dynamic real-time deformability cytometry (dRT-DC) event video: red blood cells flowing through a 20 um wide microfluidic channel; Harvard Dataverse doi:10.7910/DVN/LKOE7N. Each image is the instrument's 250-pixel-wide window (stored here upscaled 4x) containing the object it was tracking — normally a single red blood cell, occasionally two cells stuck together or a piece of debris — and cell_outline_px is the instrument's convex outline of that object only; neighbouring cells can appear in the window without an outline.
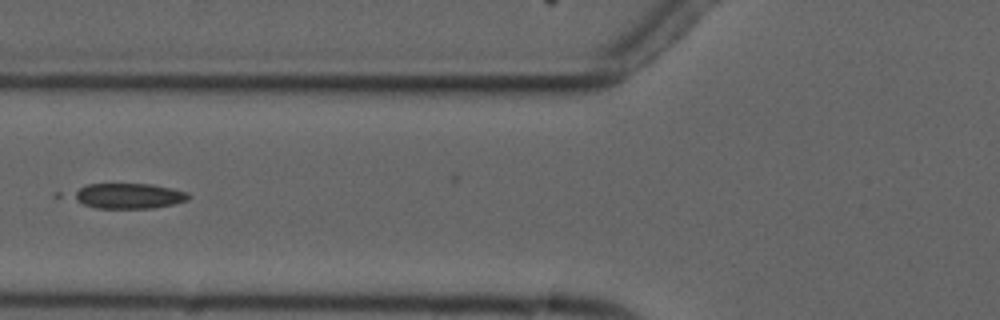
{"species": "common noctule bat (a hibernating species)", "species_latin": "Nyctalus noctula", "temperature_condition": "cold", "stored_images_in_passage": 4, "camera_frame_rate_fps": 3000, "um_per_image_px": 0.085, "animal": {"sex": "male", "forearm_length_mm": 52.5}, "frame": {"image": 1, "passage_image": 3, "time_ms": 2.333, "image_size_px": [1000, 320], "cell_outline_px": [[192, 196], [188, 200], [172, 204], [152, 208], [96, 208], [84, 204], [72, 196], [72, 192], [88, 184], [152, 184], [172, 188], [188, 192]], "centroid_in_image_um": [10.97, 16.65], "position_along_channel_um": 114.8, "area_um2": 16.94}}
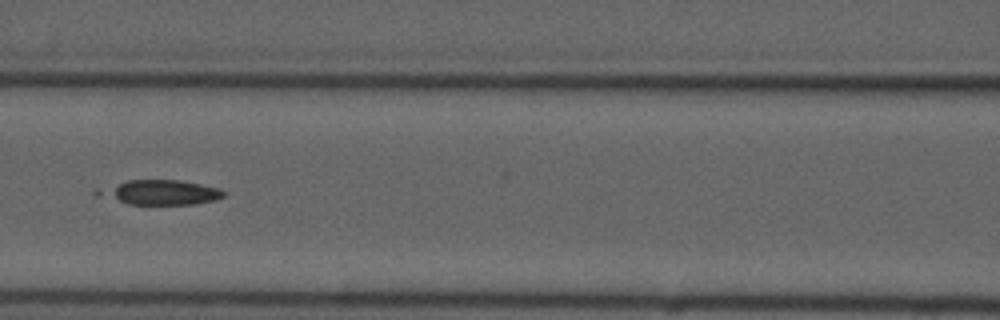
{"frame": {"image": 2, "passage_image": 4, "time_ms": 3.333, "image_size_px": [1000, 320], "cell_outline_px": [[224, 196], [216, 200], [196, 204], [128, 204], [96, 196], [92, 192], [96, 188], [128, 180], [176, 180], [200, 184], [220, 188], [224, 192]], "centroid_in_image_um": [13.52, 16.35], "position_along_channel_um": 153.1, "area_um2": 18.32}}